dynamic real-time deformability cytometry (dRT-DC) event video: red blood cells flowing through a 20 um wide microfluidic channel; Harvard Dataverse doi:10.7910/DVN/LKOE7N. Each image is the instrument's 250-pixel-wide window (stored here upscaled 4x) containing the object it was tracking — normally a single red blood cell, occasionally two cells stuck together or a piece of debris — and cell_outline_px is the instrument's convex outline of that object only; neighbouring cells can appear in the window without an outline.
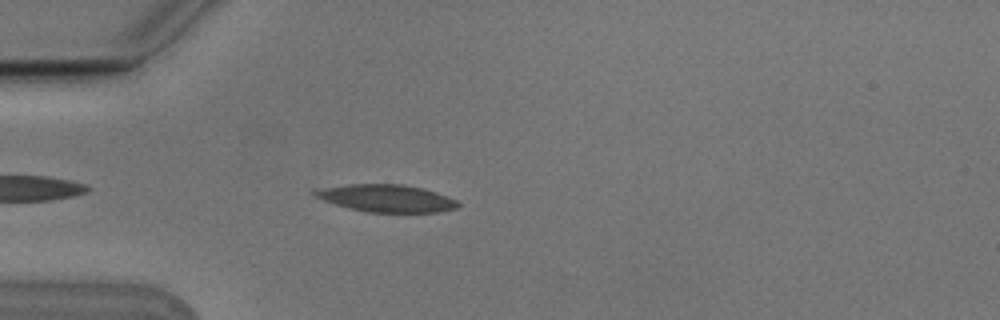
{"species": "Egyptian fruit bat (a non-hibernating species)", "species_latin": "Rousettus aegyptiacus", "temperature_condition": "cold", "stored_images_in_passage": 4, "camera_frame_rate_fps": 3000, "um_per_image_px": 0.085, "animal": {"sex": "male"}, "frame": {"image": 1, "passage_image": 4, "time_ms": 1.0, "image_size_px": [1000, 320], "cell_outline_px": [[460, 204], [456, 208], [440, 212], [368, 212], [348, 208], [324, 200], [316, 196], [312, 192], [312, 188], [352, 184], [404, 184], [436, 192], [456, 200]], "centroid_in_image_um": [32.81, 16.84], "position_along_channel_um": 52.2, "area_um2": 22.77}}